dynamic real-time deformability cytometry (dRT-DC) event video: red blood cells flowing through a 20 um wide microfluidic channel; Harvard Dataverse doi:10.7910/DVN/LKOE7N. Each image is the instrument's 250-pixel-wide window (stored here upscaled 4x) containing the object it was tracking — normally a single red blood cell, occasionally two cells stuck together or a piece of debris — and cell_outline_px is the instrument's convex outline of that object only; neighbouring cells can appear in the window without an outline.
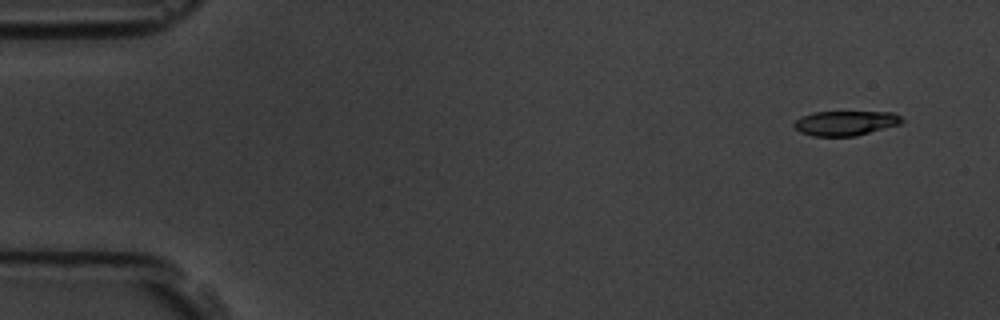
{"species": "common noctule bat (a hibernating species)", "species_latin": "Nyctalus noctula", "temperature_condition": "room temperature", "stored_images_in_passage": 4, "camera_frame_rate_fps": 3000, "um_per_image_px": 0.085, "animal": {"sex": "male", "body_mass_g": 19.5, "forearm_length_mm": 54.6}, "frame": {"image": 1, "passage_image": 2, "time_ms": 1.0, "image_size_px": [1000, 320], "cell_outline_px": [[904, 120], [900, 124], [856, 136], [812, 136], [800, 132], [792, 124], [800, 116], [812, 112], [892, 112], [900, 116]], "centroid_in_image_um": [71.84, 10.46], "position_along_channel_um": 13.2, "area_um2": 15.55}}